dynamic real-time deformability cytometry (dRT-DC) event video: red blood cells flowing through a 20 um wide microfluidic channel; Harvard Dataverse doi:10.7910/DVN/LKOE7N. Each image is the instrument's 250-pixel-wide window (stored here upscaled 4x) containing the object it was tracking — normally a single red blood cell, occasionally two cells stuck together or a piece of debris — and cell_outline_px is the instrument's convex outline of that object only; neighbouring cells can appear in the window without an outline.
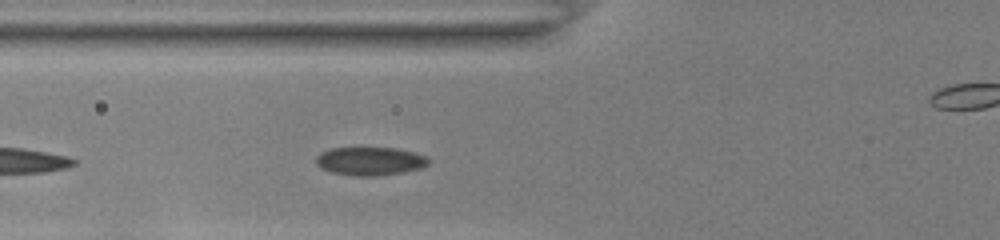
{"species": "common noctule bat (a hibernating species)", "species_latin": "Nyctalus noctula", "temperature_condition": "room temperature", "stored_images_in_passage": 39, "camera_frame_rate_fps": 3000, "um_per_image_px": 0.085, "animal": {"sex": "female", "body_mass_g": 22.0, "forearm_length_mm": 56.7}, "frame": {"image": 1, "passage_image": 5, "time_ms": 1.333, "image_size_px": [1000, 240], "cell_outline_px": [[432, 160], [428, 164], [420, 168], [404, 172], [376, 176], [352, 176], [332, 172], [320, 168], [316, 164], [316, 156], [320, 152], [332, 148], [396, 148], [428, 156]], "centroid_in_image_um": [31.46, 13.7], "position_along_channel_um": 94.3, "area_um2": 18.73}}
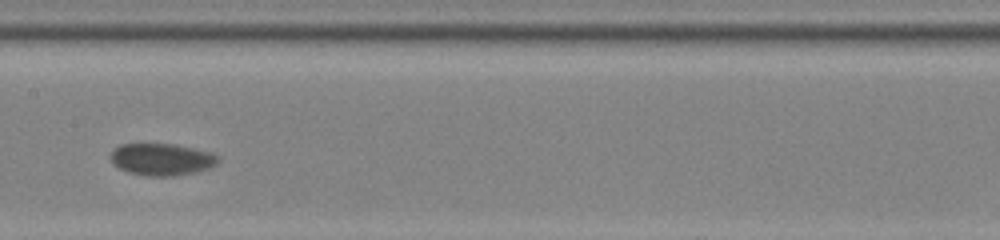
{"frame": {"image": 2, "passage_image": 13, "time_ms": 4.0, "image_size_px": [1000, 240], "cell_outline_px": [[220, 160], [212, 168], [196, 172], [176, 176], [148, 176], [128, 172], [112, 164], [112, 152], [120, 144], [172, 144], [192, 148], [208, 152], [220, 156]], "centroid_in_image_um": [13.79, 13.56], "position_along_channel_um": 193.6, "area_um2": 20.0}}
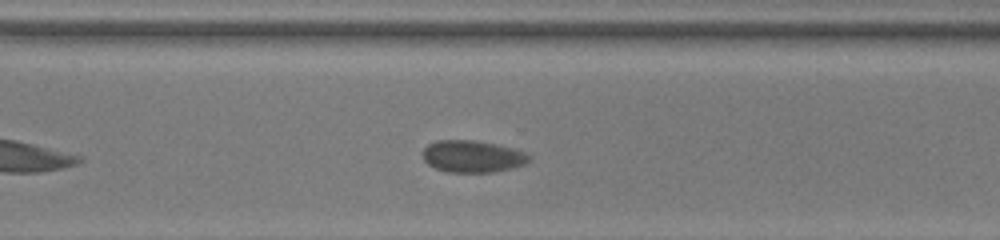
{"frame": {"image": 3, "passage_image": 24, "time_ms": 7.667, "image_size_px": [1000, 240], "cell_outline_px": [[532, 160], [524, 164], [512, 168], [492, 172], [448, 172], [436, 168], [428, 164], [424, 160], [424, 148], [428, 144], [436, 140], [472, 140], [512, 148], [524, 152], [532, 156]], "centroid_in_image_um": [40.17, 13.3], "position_along_channel_um": 330.4, "area_um2": 19.65}}